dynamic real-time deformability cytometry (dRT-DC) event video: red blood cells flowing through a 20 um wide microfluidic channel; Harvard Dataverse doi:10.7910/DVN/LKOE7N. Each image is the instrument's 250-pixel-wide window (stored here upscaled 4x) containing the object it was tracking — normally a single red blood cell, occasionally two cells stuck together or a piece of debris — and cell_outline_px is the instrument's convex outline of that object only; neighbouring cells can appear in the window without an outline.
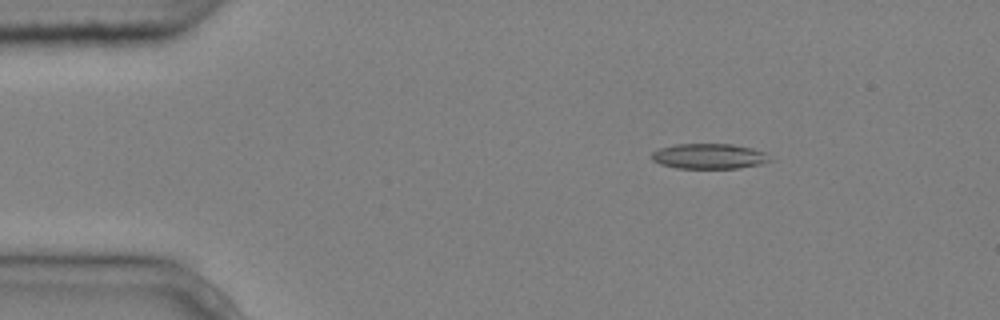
{"species": "common noctule bat (a hibernating species)", "species_latin": "Nyctalus noctula", "temperature_condition": "cold", "stored_images_in_passage": 3, "camera_frame_rate_fps": 3000, "um_per_image_px": 0.085, "animal": {"sex": "male", "body_mass_g": 20.4}, "frame": {"image": 1, "passage_image": 1, "time_ms": 0.0, "image_size_px": [1000, 320], "cell_outline_px": [[772, 160], [760, 164], [740, 168], [676, 168], [660, 164], [652, 160], [652, 152], [660, 148], [676, 144], [732, 144], [752, 148], [768, 152]], "centroid_in_image_um": [60.31, 13.28], "position_along_channel_um": 24.7, "area_um2": 17.51}}
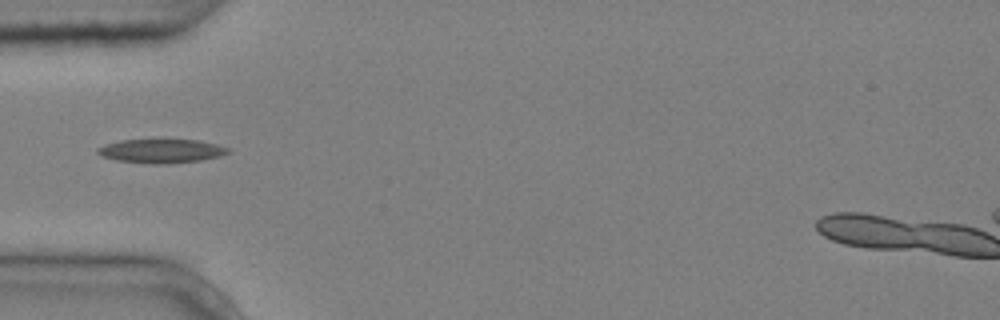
{"frame": {"image": 2, "passage_image": 3, "time_ms": 0.667, "image_size_px": [1000, 320], "cell_outline_px": [[232, 152], [220, 156], [200, 160], [164, 164], [152, 164], [116, 160], [100, 156], [96, 152], [96, 148], [104, 144], [120, 140], [196, 140], [216, 144], [228, 148]], "centroid_in_image_um": [13.67, 12.84], "position_along_channel_um": 71.3, "area_um2": 18.15}}